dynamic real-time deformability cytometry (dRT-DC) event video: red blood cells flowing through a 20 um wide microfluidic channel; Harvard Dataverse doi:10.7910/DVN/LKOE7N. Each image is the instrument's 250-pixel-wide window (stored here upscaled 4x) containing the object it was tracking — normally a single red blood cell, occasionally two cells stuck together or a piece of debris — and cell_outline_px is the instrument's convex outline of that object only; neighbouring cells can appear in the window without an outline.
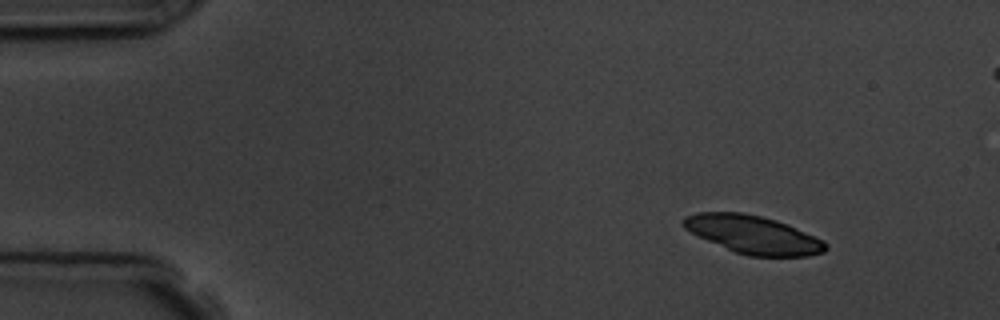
{"species": "common noctule bat (a hibernating species)", "species_latin": "Nyctalus noctula", "temperature_condition": "room temperature", "stored_images_in_passage": 5, "camera_frame_rate_fps": 3000, "um_per_image_px": 0.085, "animal": {"sex": "male", "body_mass_g": 19.5, "forearm_length_mm": 54.6}, "frame": {"image": 1, "passage_image": 1, "time_ms": 0.0, "image_size_px": [1000, 320], "cell_outline_px": [[828, 248], [824, 252], [808, 256], [748, 256], [736, 252], [708, 240], [684, 228], [680, 220], [684, 216], [696, 212], [744, 212], [776, 220], [788, 224], [824, 240], [828, 244]], "centroid_in_image_um": [64.04, 19.93], "position_along_channel_um": 21.0, "area_um2": 31.5}}